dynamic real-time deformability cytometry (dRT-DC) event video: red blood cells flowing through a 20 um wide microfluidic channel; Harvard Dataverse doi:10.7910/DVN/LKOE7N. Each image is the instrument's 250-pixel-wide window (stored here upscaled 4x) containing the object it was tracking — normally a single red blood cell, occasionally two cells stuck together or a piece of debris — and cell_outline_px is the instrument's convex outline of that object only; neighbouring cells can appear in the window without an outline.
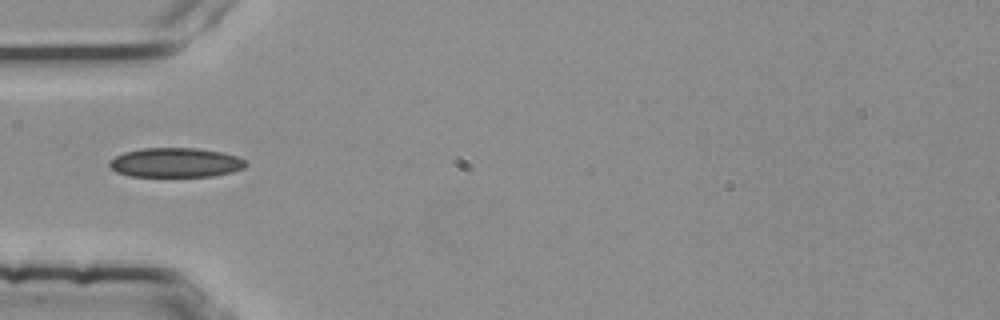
{"species": "common noctule bat (a hibernating species)", "species_latin": "Nyctalus noctula", "temperature_condition": "room temperature", "stored_images_in_passage": 4, "camera_frame_rate_fps": 3000, "um_per_image_px": 0.085, "animal": {"sex": "female", "body_mass_g": 25.1}, "frame": {"image": 1, "passage_image": 4, "time_ms": 1.0, "image_size_px": [1000, 320], "cell_outline_px": [[248, 164], [244, 168], [232, 172], [212, 176], [132, 176], [116, 172], [108, 164], [108, 160], [124, 152], [140, 148], [196, 148], [224, 152], [236, 156], [244, 160]], "centroid_in_image_um": [14.92, 13.81], "position_along_channel_um": 70.1, "area_um2": 23.47}}